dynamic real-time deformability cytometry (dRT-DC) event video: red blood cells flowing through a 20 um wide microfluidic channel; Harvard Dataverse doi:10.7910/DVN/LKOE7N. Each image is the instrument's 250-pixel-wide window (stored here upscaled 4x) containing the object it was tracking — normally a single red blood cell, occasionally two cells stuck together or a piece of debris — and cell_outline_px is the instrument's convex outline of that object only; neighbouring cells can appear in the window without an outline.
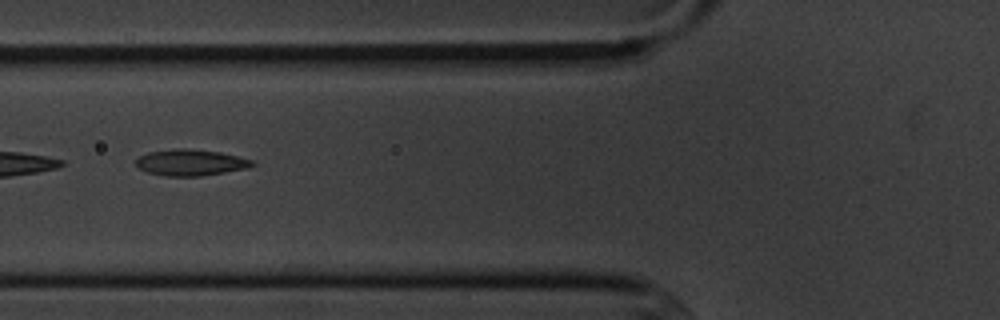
{"species": "common noctule bat (a hibernating species)", "species_latin": "Nyctalus noctula", "temperature_condition": "cold", "stored_images_in_passage": 9, "camera_frame_rate_fps": 3000, "um_per_image_px": 0.085, "animal": {"sex": "male", "body_mass_g": 20.1, "forearm_length_mm": 53.5}, "frame": {"image": 1, "passage_image": 4, "time_ms": 3.333, "image_size_px": [1000, 320], "cell_outline_px": [[256, 164], [248, 168], [200, 176], [164, 176], [148, 172], [140, 168], [136, 164], [136, 160], [140, 156], [148, 152], [172, 148], [188, 148], [220, 152], [252, 160]], "centroid_in_image_um": [16.19, 13.8], "position_along_channel_um": 109.6, "area_um2": 17.74}}
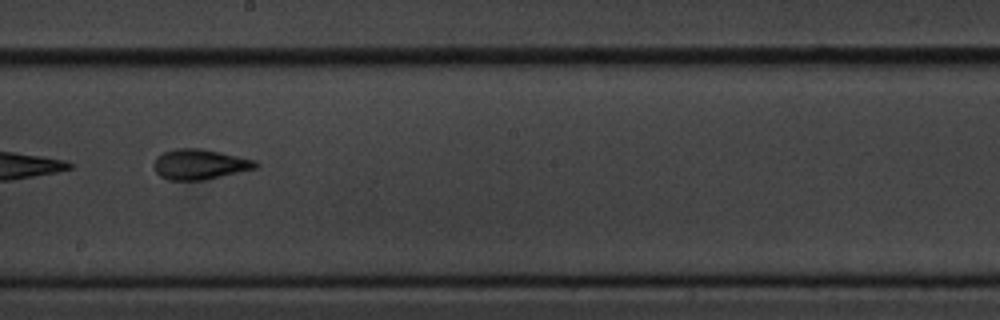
{"frame": {"image": 2, "passage_image": 7, "time_ms": 6.667, "image_size_px": [1000, 320], "cell_outline_px": [[260, 164], [256, 168], [208, 180], [168, 180], [160, 176], [152, 168], [152, 164], [156, 156], [164, 152], [176, 148], [200, 148], [220, 152], [256, 160]], "centroid_in_image_um": [16.96, 13.97], "position_along_channel_um": 231.2, "area_um2": 18.26}}
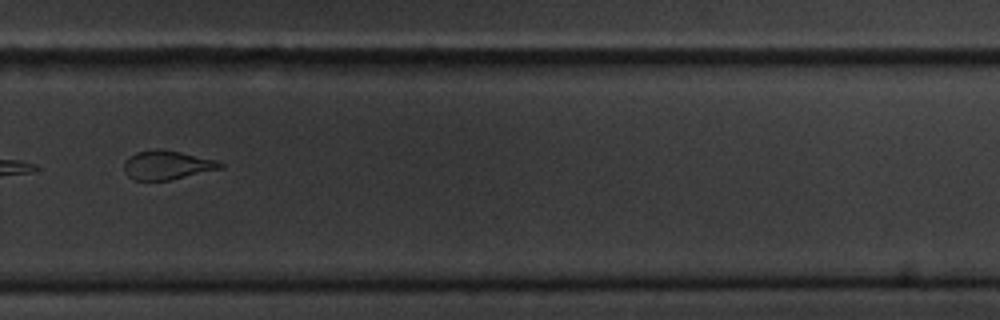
{"frame": {"image": 3, "passage_image": 9, "time_ms": 9.0, "image_size_px": [1000, 320], "cell_outline_px": [[224, 168], [168, 180], [132, 180], [124, 172], [124, 160], [136, 152], [156, 148], [180, 152], [216, 160], [224, 164]], "centroid_in_image_um": [14.17, 14.03], "position_along_channel_um": 315.6, "area_um2": 16.24}}